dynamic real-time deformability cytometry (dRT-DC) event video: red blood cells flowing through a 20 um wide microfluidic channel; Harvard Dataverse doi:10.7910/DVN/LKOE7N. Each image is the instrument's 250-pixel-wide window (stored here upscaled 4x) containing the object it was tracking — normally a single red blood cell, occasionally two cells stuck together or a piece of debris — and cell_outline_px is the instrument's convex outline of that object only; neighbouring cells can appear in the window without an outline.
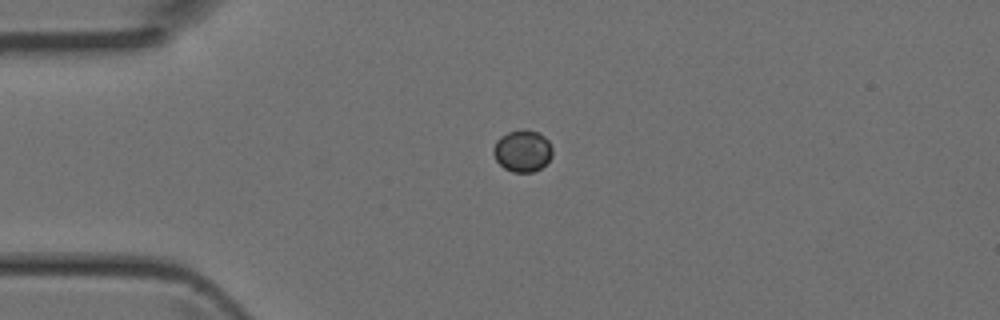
{"species": "Egyptian fruit bat (a non-hibernating species)", "species_latin": "Rousettus aegyptiacus", "temperature_condition": "room temperature", "stored_images_in_passage": 1, "camera_frame_rate_fps": 3000, "um_per_image_px": 0.085, "animal": {"sex": "female"}, "frame": {"image": 1, "passage_image": 1, "time_ms": 0.0, "image_size_px": [1000, 320], "cell_outline_px": [[552, 156], [540, 168], [532, 172], [512, 172], [504, 168], [496, 160], [492, 152], [492, 148], [496, 140], [500, 136], [508, 132], [524, 128], [540, 132], [548, 140], [552, 148]], "centroid_in_image_um": [44.39, 12.8], "position_along_channel_um": 40.6, "area_um2": 14.57}}